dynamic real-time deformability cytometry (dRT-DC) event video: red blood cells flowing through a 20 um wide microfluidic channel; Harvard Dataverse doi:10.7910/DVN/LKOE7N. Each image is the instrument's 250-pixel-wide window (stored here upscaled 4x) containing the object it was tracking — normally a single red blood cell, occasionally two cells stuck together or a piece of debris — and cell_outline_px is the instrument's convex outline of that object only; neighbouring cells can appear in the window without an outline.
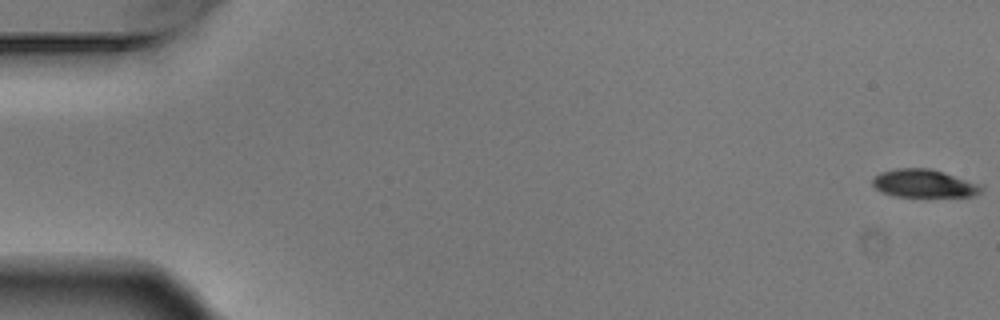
{"species": "Egyptian fruit bat (a non-hibernating species)", "species_latin": "Rousettus aegyptiacus", "temperature_condition": "warm", "stored_images_in_passage": 6, "camera_frame_rate_fps": 3000, "um_per_image_px": 0.085, "animal": {"sex": "male"}, "frame": {"image": 1, "passage_image": 1, "time_ms": 0.0, "image_size_px": [1000, 320], "cell_outline_px": [[984, 188], [976, 196], [896, 196], [884, 192], [876, 188], [872, 184], [872, 180], [880, 172], [896, 168], [928, 168], [984, 184]], "centroid_in_image_um": [78.59, 15.59], "position_along_channel_um": 6.4, "area_um2": 17.69}}
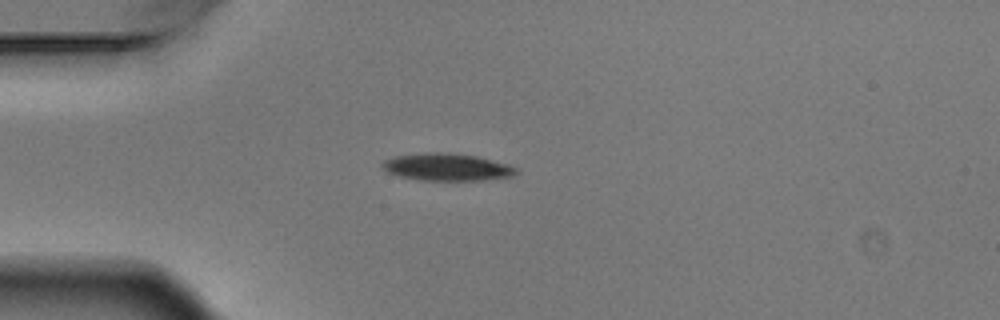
{"frame": {"image": 2, "passage_image": 5, "time_ms": 1.333, "image_size_px": [1000, 320], "cell_outline_px": [[520, 172], [512, 176], [484, 180], [420, 180], [400, 176], [388, 172], [380, 164], [384, 160], [392, 156], [424, 152], [448, 152], [476, 156], [508, 164], [516, 168]], "centroid_in_image_um": [37.98, 14.19], "position_along_channel_um": 47.0, "area_um2": 21.39}}
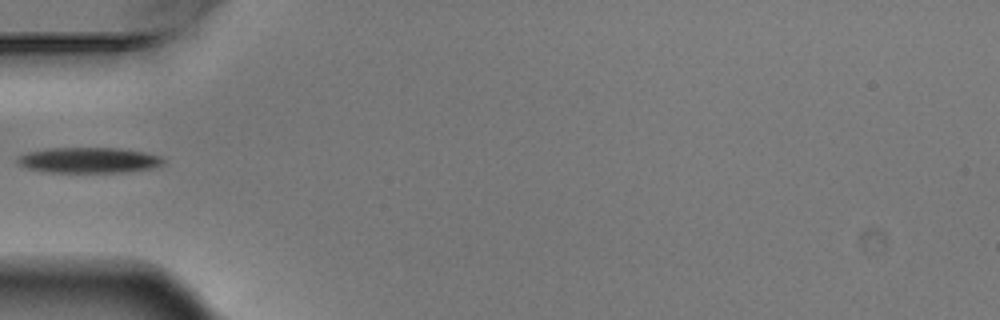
{"frame": {"image": 3, "passage_image": 6, "time_ms": 1.667, "image_size_px": [1000, 320], "cell_outline_px": [[164, 164], [152, 168], [124, 172], [48, 172], [28, 168], [16, 164], [16, 160], [20, 156], [28, 152], [48, 148], [120, 148], [144, 152], [160, 156], [164, 160]], "centroid_in_image_um": [7.55, 13.61], "position_along_channel_um": 77.5, "area_um2": 21.68}}